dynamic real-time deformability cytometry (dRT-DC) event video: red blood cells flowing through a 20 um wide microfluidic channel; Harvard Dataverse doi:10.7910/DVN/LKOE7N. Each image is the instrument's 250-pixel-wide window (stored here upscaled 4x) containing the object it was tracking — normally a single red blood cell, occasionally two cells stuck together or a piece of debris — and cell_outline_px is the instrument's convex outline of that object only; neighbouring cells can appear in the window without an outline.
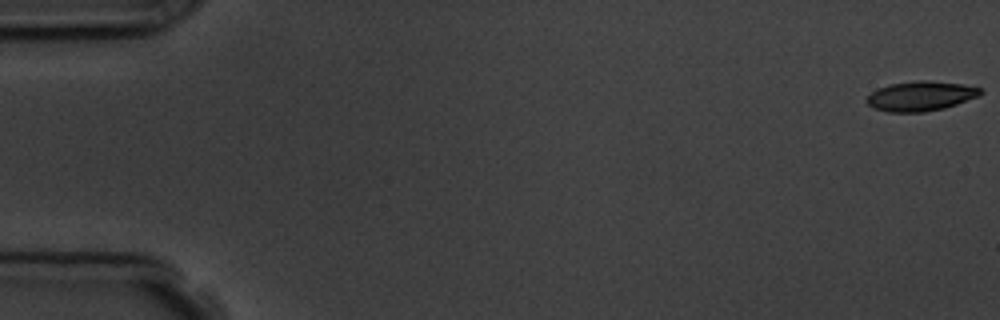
{"species": "common noctule bat (a hibernating species)", "species_latin": "Nyctalus noctula", "temperature_condition": "room temperature", "stored_images_in_passage": 9, "camera_frame_rate_fps": 3000, "um_per_image_px": 0.085, "animal": {"sex": "male", "body_mass_g": 19.5, "forearm_length_mm": 54.6}, "frame": {"image": 1, "passage_image": 1, "time_ms": 0.0, "image_size_px": [1000, 320], "cell_outline_px": [[984, 92], [980, 96], [944, 108], [924, 112], [888, 112], [872, 108], [864, 100], [876, 88], [888, 84], [916, 80], [928, 80], [964, 84], [980, 88]], "centroid_in_image_um": [78.24, 8.16], "position_along_channel_um": 6.8, "area_um2": 20.0}}
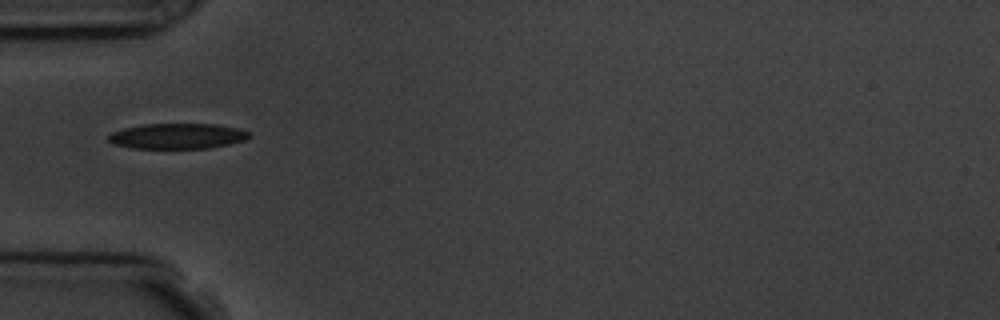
{"frame": {"image": 2, "passage_image": 6, "time_ms": 5.667, "image_size_px": [1000, 320], "cell_outline_px": [[252, 136], [244, 140], [228, 144], [208, 148], [132, 148], [112, 144], [108, 140], [108, 136], [112, 132], [124, 128], [144, 124], [216, 124], [236, 128], [252, 132]], "centroid_in_image_um": [15.08, 11.56], "position_along_channel_um": 69.9, "area_um2": 20.87}}